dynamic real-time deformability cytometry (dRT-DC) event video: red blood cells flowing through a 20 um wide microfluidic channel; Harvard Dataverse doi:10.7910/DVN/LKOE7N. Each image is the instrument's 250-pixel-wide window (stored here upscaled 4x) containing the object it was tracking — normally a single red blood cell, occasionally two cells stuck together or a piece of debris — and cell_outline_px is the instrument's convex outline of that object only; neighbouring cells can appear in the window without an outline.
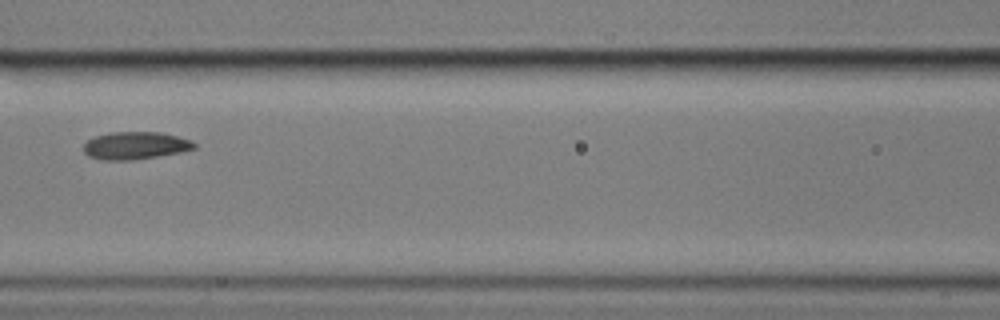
{"species": "common noctule bat (a hibernating species)", "species_latin": "Nyctalus noctula", "temperature_condition": "cold", "stored_images_in_passage": 13, "camera_frame_rate_fps": 3000, "um_per_image_px": 0.085, "animal": {"sex": "male", "body_mass_g": 17.9}, "frame": {"image": 1, "passage_image": 6, "time_ms": 7.0, "image_size_px": [1000, 320], "cell_outline_px": [[196, 148], [180, 152], [132, 160], [100, 160], [88, 156], [84, 152], [84, 144], [88, 140], [96, 136], [112, 132], [160, 132], [192, 140], [196, 144]], "centroid_in_image_um": [11.5, 12.37], "position_along_channel_um": 155.1, "area_um2": 17.69}}
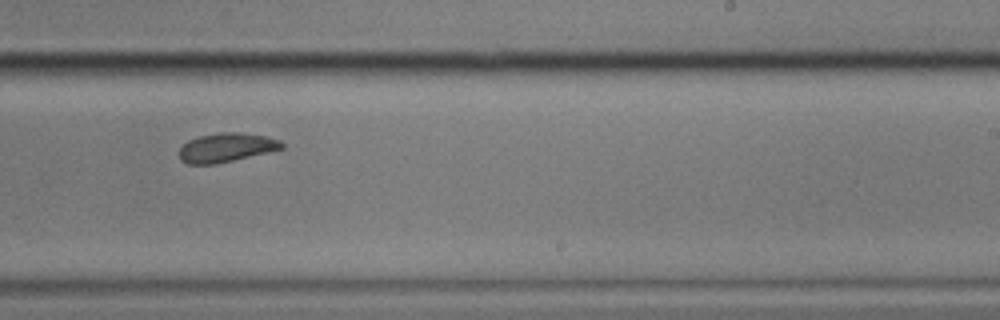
{"frame": {"image": 2, "passage_image": 9, "time_ms": 10.333, "image_size_px": [1000, 320], "cell_outline_px": [[284, 148], [268, 152], [216, 164], [188, 164], [180, 160], [180, 148], [188, 140], [200, 136], [220, 132], [236, 132], [264, 136], [280, 140], [284, 144]], "centroid_in_image_um": [19.23, 12.54], "position_along_channel_um": 269.8, "area_um2": 17.17}}
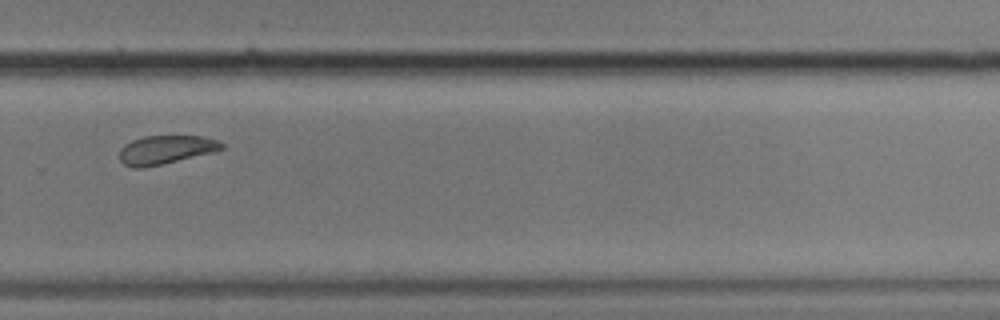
{"frame": {"image": 3, "passage_image": 10, "time_ms": 11.667, "image_size_px": [1000, 320], "cell_outline_px": [[224, 148], [212, 152], [144, 168], [132, 168], [124, 164], [120, 160], [120, 148], [124, 144], [132, 140], [144, 136], [204, 136], [216, 140], [224, 144]], "centroid_in_image_um": [14.05, 12.72], "position_along_channel_um": 315.8, "area_um2": 16.94}, "authors_computed_cell_mechanics": {"area_um2": 17.8602, "velocity_mm_per_s": 3.4425, "shape_relaxation_time_tau1_ms": 5.3222, "shape_relaxation_time_tau2_ms": null, "deformation_change_tau1": 0.098, "deformation_change_tau2": null}}